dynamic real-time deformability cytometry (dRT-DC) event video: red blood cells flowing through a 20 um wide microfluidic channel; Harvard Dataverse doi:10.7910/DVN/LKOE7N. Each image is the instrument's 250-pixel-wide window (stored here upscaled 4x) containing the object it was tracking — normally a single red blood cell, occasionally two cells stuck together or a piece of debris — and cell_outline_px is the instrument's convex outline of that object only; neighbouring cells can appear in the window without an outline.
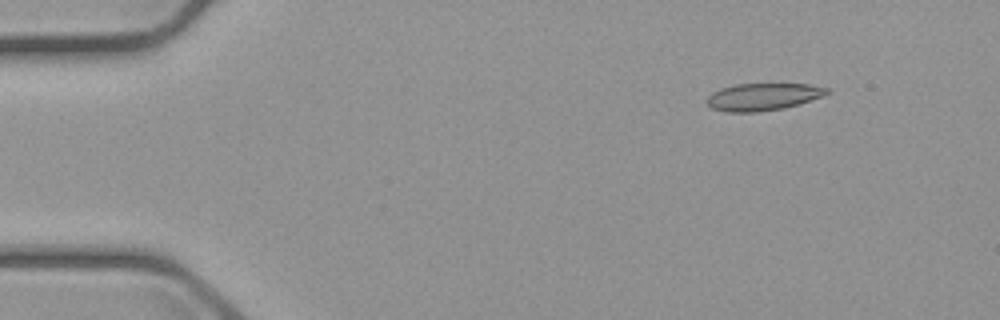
{"species": "common noctule bat (a hibernating species)", "species_latin": "Nyctalus noctula", "temperature_condition": "cold", "stored_images_in_passage": 7, "camera_frame_rate_fps": 3000, "um_per_image_px": 0.085, "animal": {"sex": "male", "body_mass_g": 23.1, "forearm_length_mm": 52.7}, "frame": {"image": 1, "passage_image": 2, "time_ms": 1.0, "image_size_px": [1000, 320], "cell_outline_px": [[832, 92], [824, 96], [800, 104], [784, 108], [756, 112], [728, 112], [712, 108], [704, 100], [712, 92], [720, 88], [736, 84], [808, 84], [828, 88]], "centroid_in_image_um": [64.87, 8.23], "position_along_channel_um": 20.1, "area_um2": 19.25}}
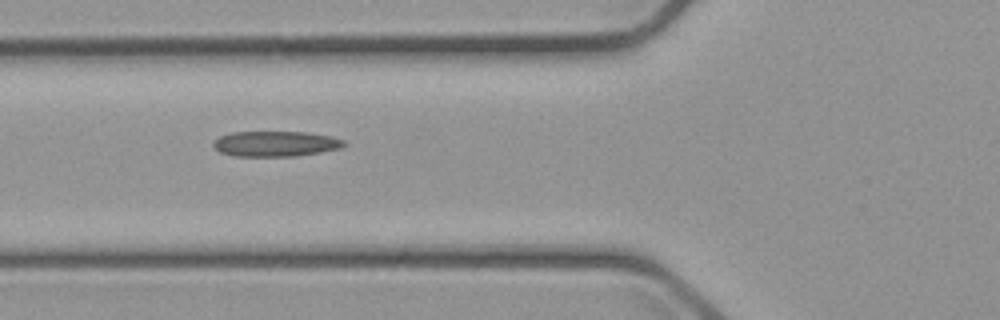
{"frame": {"image": 2, "passage_image": 6, "time_ms": 5.667, "image_size_px": [1000, 320], "cell_outline_px": [[348, 144], [340, 148], [320, 152], [296, 156], [236, 156], [220, 152], [212, 144], [220, 136], [232, 132], [308, 132], [332, 136], [344, 140]], "centroid_in_image_um": [23.47, 12.21], "position_along_channel_um": 102.3, "area_um2": 19.31}}
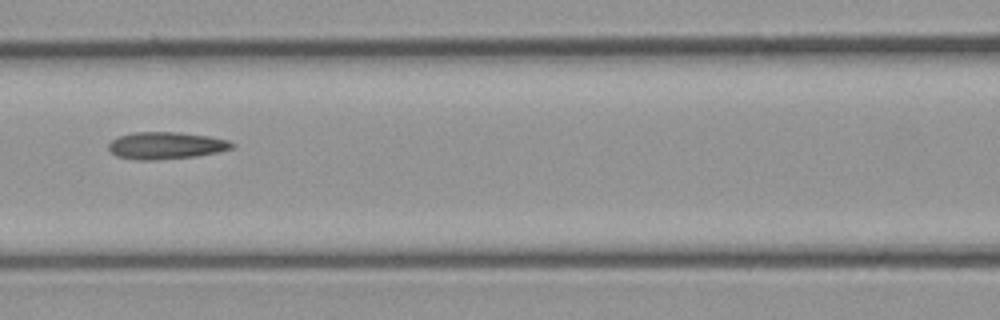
{"frame": {"image": 3, "passage_image": 7, "time_ms": 7.0, "image_size_px": [1000, 320], "cell_outline_px": [[236, 144], [232, 148], [216, 152], [196, 156], [156, 160], [136, 160], [116, 156], [108, 148], [108, 144], [112, 140], [120, 136], [136, 132], [176, 132], [208, 136], [228, 140]], "centroid_in_image_um": [14.1, 12.37], "position_along_channel_um": 152.5, "area_um2": 19.36}}